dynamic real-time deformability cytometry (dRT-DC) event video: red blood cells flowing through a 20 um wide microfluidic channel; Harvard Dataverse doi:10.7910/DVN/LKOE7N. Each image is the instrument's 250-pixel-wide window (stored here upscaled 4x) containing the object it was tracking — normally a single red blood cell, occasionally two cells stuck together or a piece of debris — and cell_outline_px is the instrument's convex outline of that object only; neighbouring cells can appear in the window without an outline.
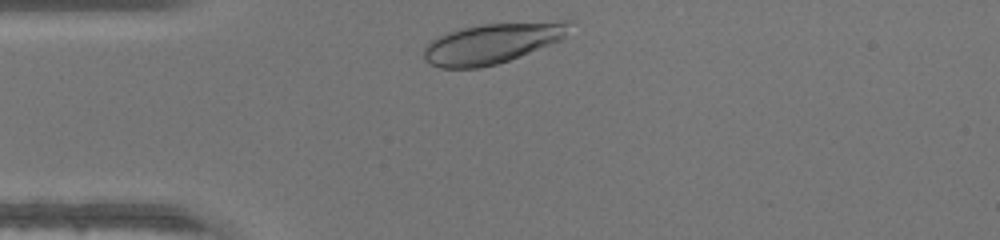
{"species": "human", "species_latin": "Homo sapiens", "temperature_condition": "warm", "stored_images_in_passage": 26, "camera_frame_rate_fps": 3000, "um_per_image_px": 0.085, "donor": {"sex": "male"}, "frame": {"image": 1, "passage_image": 1, "time_ms": 0.0, "image_size_px": [1000, 240], "cell_outline_px": [[572, 20], [564, 36], [560, 40], [508, 60], [496, 64], [480, 68], [440, 68], [424, 60], [424, 48], [432, 40], [448, 32], [460, 28], [480, 24], [560, 20]], "centroid_in_image_um": [41.82, 3.66], "position_along_channel_um": 43.2, "area_um2": 34.04}}
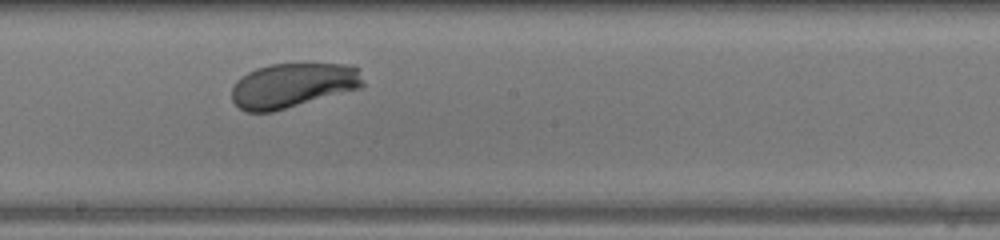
{"frame": {"image": 2, "passage_image": 15, "time_ms": 4.667, "image_size_px": [1000, 240], "cell_outline_px": [[364, 88], [272, 112], [244, 112], [232, 100], [232, 88], [236, 80], [240, 76], [256, 68], [268, 64], [352, 64], [360, 68], [364, 84]], "centroid_in_image_um": [24.93, 7.25], "position_along_channel_um": 223.3, "area_um2": 34.74}}
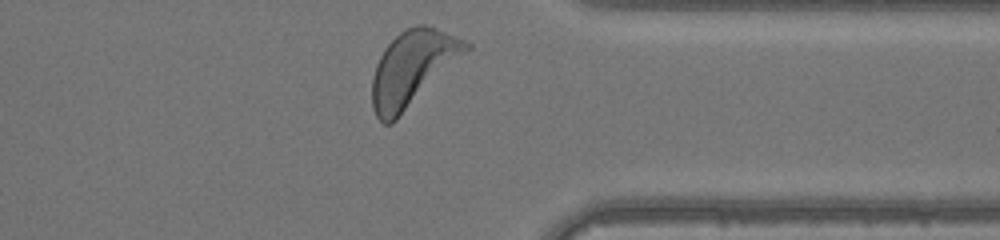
{"frame": {"image": 3, "passage_image": 26, "time_ms": 8.333, "image_size_px": [1000, 240], "cell_outline_px": [[472, 48], [392, 124], [384, 124], [376, 116], [372, 108], [372, 76], [376, 64], [384, 48], [400, 32], [416, 24], [424, 24], [436, 28], [456, 36], [472, 44]], "centroid_in_image_um": [35.07, 5.81], "position_along_channel_um": 376.3, "area_um2": 41.04}}